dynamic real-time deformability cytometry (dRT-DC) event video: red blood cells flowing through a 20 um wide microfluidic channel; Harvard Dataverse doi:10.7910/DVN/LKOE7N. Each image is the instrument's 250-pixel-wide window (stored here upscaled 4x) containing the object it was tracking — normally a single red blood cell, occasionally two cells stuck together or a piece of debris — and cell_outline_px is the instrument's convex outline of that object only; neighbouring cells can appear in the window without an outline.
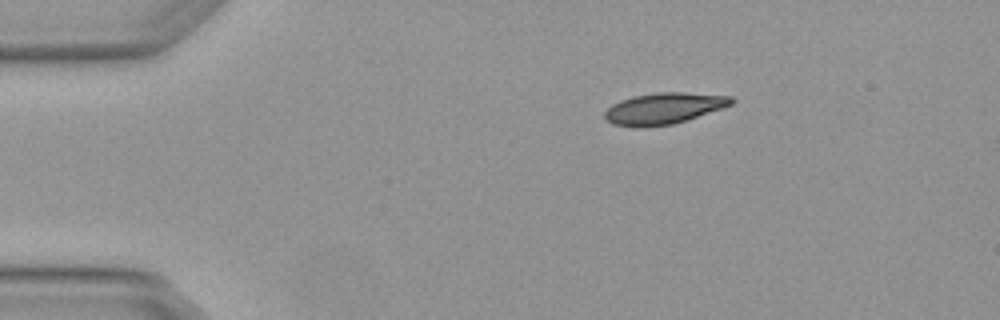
{"species": "Egyptian fruit bat (a non-hibernating species)", "species_latin": "Rousettus aegyptiacus", "temperature_condition": "warm", "stored_images_in_passage": 3, "camera_frame_rate_fps": 3000, "um_per_image_px": 0.085, "animal": {"sex": "female"}, "frame": {"image": 1, "passage_image": 3, "time_ms": 0.667, "image_size_px": [1000, 320], "cell_outline_px": [[736, 100], [732, 104], [672, 124], [612, 124], [604, 120], [604, 112], [612, 104], [620, 100], [632, 96], [656, 92], [684, 92], [732, 96]], "centroid_in_image_um": [56.43, 9.15], "position_along_channel_um": 28.6, "area_um2": 22.2}}